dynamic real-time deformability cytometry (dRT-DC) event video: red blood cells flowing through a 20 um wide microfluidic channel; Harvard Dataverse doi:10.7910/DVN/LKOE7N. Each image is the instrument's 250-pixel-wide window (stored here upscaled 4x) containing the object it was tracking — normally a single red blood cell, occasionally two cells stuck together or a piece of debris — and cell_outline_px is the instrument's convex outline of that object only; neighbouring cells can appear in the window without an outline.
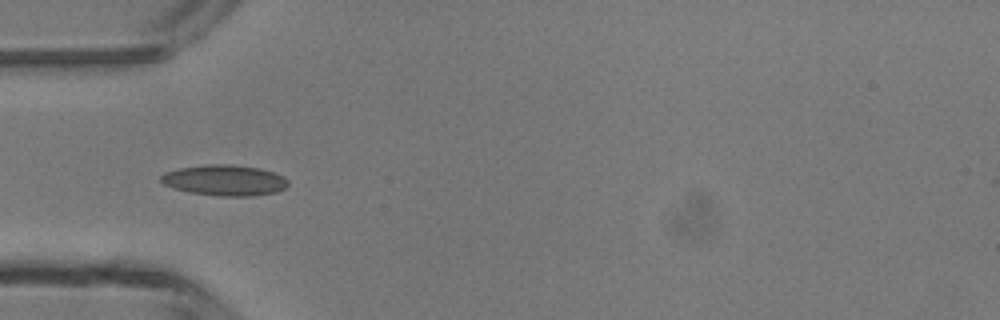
{"species": "common noctule bat (a hibernating species)", "species_latin": "Nyctalus noctula", "temperature_condition": "room temperature", "stored_images_in_passage": 5, "camera_frame_rate_fps": 3000, "um_per_image_px": 0.085, "animal": {"sex": "male", "body_mass_g": 13.3}, "frame": {"image": 1, "passage_image": 4, "time_ms": 3.667, "image_size_px": [1000, 320], "cell_outline_px": [[288, 184], [284, 188], [276, 192], [252, 196], [220, 196], [188, 192], [164, 184], [160, 180], [160, 176], [164, 172], [180, 168], [212, 164], [228, 164], [260, 168], [284, 176], [288, 180]], "centroid_in_image_um": [19.1, 15.32], "position_along_channel_um": 65.9, "area_um2": 22.66}}
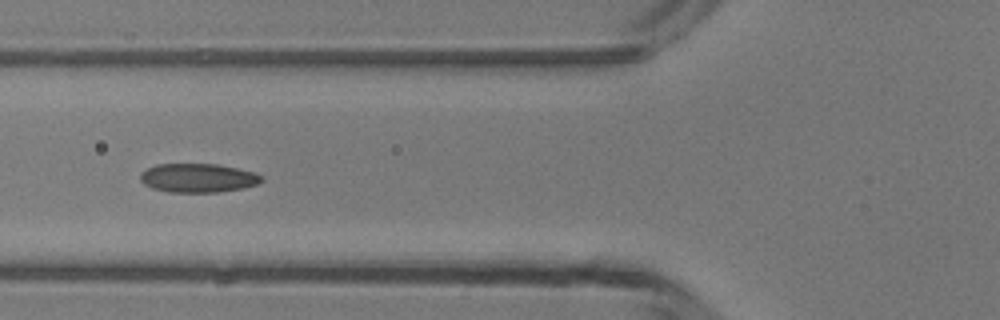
{"frame": {"image": 2, "passage_image": 5, "time_ms": 4.667, "image_size_px": [1000, 320], "cell_outline_px": [[264, 180], [256, 184], [244, 188], [216, 192], [168, 192], [152, 188], [144, 184], [140, 180], [140, 172], [156, 164], [216, 164], [236, 168], [252, 172], [264, 176]], "centroid_in_image_um": [16.81, 15.13], "position_along_channel_um": 109.0, "area_um2": 20.4}}